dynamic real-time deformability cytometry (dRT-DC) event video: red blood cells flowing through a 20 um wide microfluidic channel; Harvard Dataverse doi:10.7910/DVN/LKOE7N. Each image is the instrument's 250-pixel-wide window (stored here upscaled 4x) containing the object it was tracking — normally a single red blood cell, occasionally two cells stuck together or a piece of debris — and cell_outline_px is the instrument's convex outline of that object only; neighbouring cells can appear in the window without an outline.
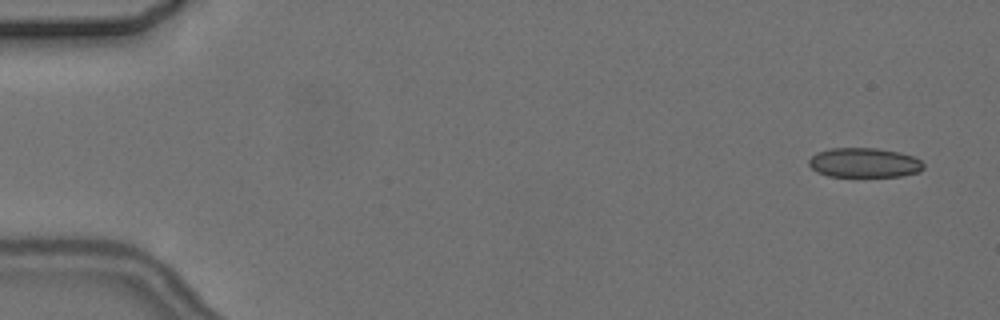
{"species": "common noctule bat (a hibernating species)", "species_latin": "Nyctalus noctula", "temperature_condition": "cold", "stored_images_in_passage": 4, "camera_frame_rate_fps": 3000, "um_per_image_px": 0.085, "animal": {"sex": "female", "body_mass_g": 24.6, "forearm_length_mm": 56.2}, "frame": {"image": 1, "passage_image": 1, "time_ms": 0.0, "image_size_px": [1000, 320], "cell_outline_px": [[924, 168], [920, 172], [900, 176], [828, 176], [816, 172], [808, 164], [808, 160], [816, 152], [832, 148], [876, 148], [900, 152], [912, 156], [920, 160], [924, 164]], "centroid_in_image_um": [73.45, 13.83], "position_along_channel_um": 11.5, "area_um2": 19.83}}
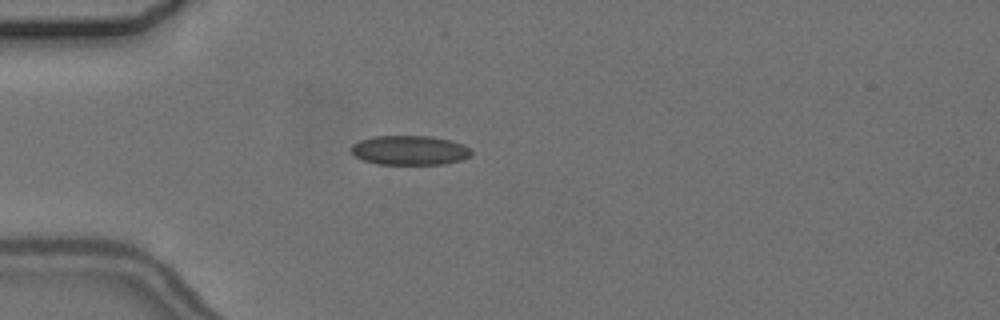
{"frame": {"image": 2, "passage_image": 4, "time_ms": 4.333, "image_size_px": [1000, 320], "cell_outline_px": [[472, 152], [468, 156], [460, 160], [444, 164], [376, 164], [364, 160], [356, 156], [352, 152], [352, 144], [360, 140], [372, 136], [432, 136], [464, 144]], "centroid_in_image_um": [34.81, 12.77], "position_along_channel_um": 50.2, "area_um2": 20.46}}